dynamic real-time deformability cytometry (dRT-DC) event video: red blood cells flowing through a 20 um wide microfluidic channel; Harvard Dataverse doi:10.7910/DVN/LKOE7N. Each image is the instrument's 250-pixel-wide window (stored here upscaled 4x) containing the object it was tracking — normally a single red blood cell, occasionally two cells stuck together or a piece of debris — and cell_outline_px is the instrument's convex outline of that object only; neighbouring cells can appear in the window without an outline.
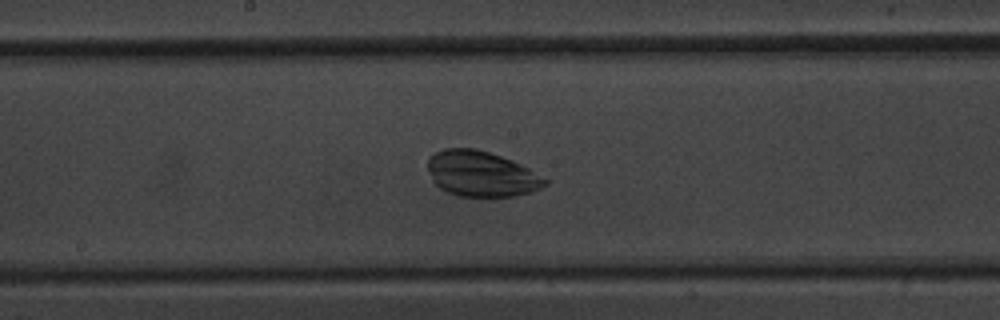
{"species": "common noctule bat (a hibernating species)", "species_latin": "Nyctalus noctula", "temperature_condition": "warm", "stored_images_in_passage": 52, "camera_frame_rate_fps": 3000, "um_per_image_px": 0.085, "animal": {"sex": "male", "body_mass_g": 20.1, "forearm_length_mm": 53.5}, "frame": {"image": 1, "passage_image": 28, "time_ms": 9.0, "image_size_px": [1000, 320], "cell_outline_px": [[548, 184], [532, 192], [512, 196], [456, 196], [440, 188], [432, 180], [428, 168], [428, 160], [436, 152], [444, 148], [476, 148], [512, 160], [528, 168], [548, 180]], "centroid_in_image_um": [40.92, 14.78], "position_along_channel_um": 207.3, "area_um2": 30.87}}
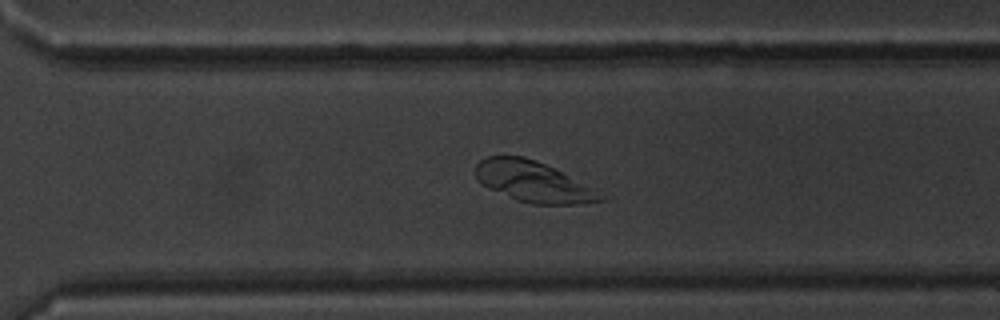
{"frame": {"image": 2, "passage_image": 37, "time_ms": 12.0, "image_size_px": [1000, 320], "cell_outline_px": [[604, 200], [584, 204], [532, 204], [516, 200], [488, 188], [480, 184], [476, 180], [476, 164], [484, 156], [524, 156], [544, 164], [596, 188]], "centroid_in_image_um": [45.29, 15.45], "position_along_channel_um": 325.3, "area_um2": 29.65}}